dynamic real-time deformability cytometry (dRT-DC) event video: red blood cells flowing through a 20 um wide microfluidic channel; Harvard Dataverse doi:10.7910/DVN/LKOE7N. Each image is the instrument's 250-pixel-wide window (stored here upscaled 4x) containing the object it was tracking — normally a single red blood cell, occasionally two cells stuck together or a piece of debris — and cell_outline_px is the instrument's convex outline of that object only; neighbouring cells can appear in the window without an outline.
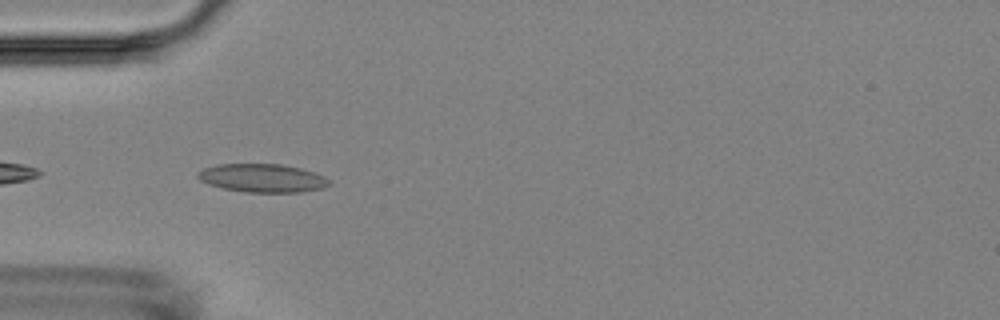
{"species": "Egyptian fruit bat (a non-hibernating species)", "species_latin": "Rousettus aegyptiacus", "temperature_condition": "room temperature", "stored_images_in_passage": 9, "camera_frame_rate_fps": 3000, "um_per_image_px": 0.085, "animal": {"sex": "female"}, "frame": {"image": 1, "passage_image": 3, "time_ms": 2.333, "image_size_px": [1000, 320], "cell_outline_px": [[332, 184], [324, 188], [300, 192], [248, 192], [224, 188], [208, 184], [200, 180], [196, 176], [196, 172], [204, 168], [216, 164], [284, 164], [300, 168], [324, 176], [332, 180]], "centroid_in_image_um": [22.32, 15.13], "position_along_channel_um": 62.7, "area_um2": 21.85}}
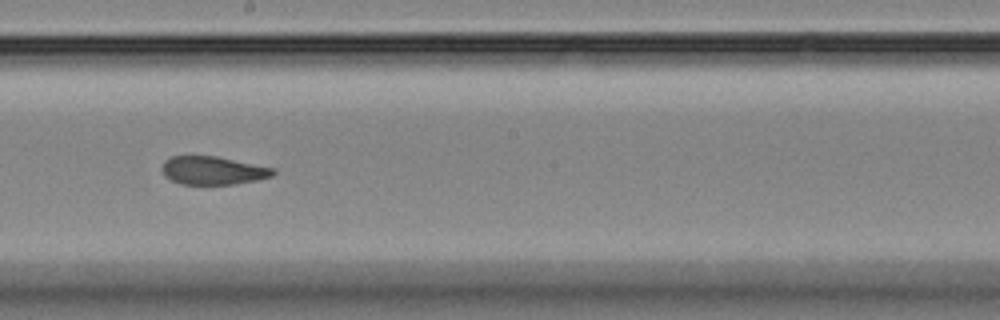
{"frame": {"image": 2, "passage_image": 7, "time_ms": 7.0, "image_size_px": [1000, 320], "cell_outline_px": [[276, 172], [272, 176], [256, 180], [232, 184], [180, 184], [164, 176], [160, 168], [164, 160], [172, 156], [216, 156], [276, 168]], "centroid_in_image_um": [18.08, 14.48], "position_along_channel_um": 230.1, "area_um2": 18.38}}
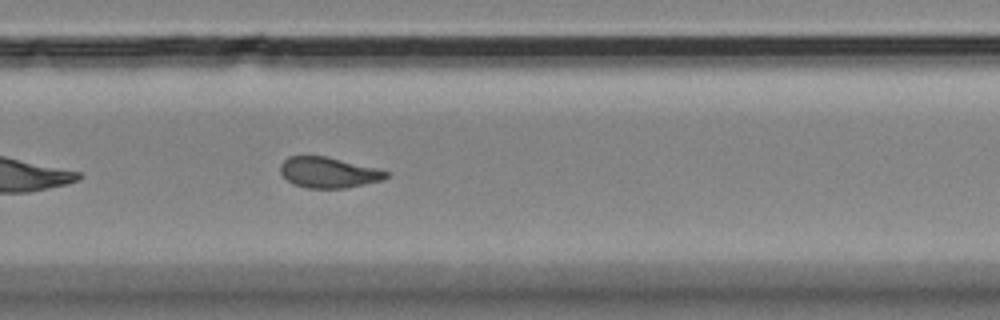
{"frame": {"image": 3, "passage_image": 9, "time_ms": 9.0, "image_size_px": [1000, 320], "cell_outline_px": [[388, 176], [384, 180], [344, 188], [308, 188], [292, 184], [280, 172], [280, 164], [288, 156], [328, 156], [376, 168], [388, 172]], "centroid_in_image_um": [27.91, 14.66], "position_along_channel_um": 301.9, "area_um2": 18.9}}